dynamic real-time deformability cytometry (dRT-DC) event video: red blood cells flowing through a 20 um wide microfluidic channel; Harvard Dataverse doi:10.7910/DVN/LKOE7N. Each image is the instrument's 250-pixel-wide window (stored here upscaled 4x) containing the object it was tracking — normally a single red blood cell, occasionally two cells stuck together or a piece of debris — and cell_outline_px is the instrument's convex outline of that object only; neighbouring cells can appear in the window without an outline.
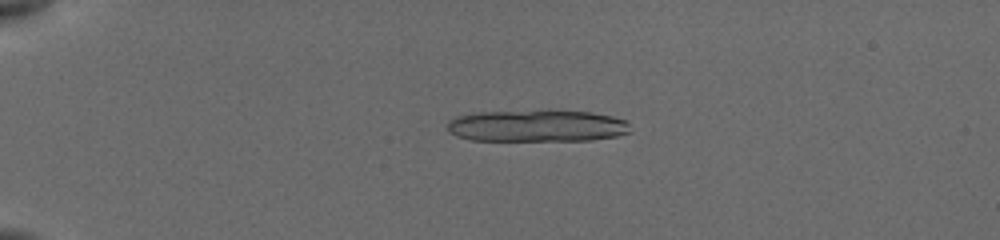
{"species": "common noctule bat (a hibernating species)", "species_latin": "Nyctalus noctula", "temperature_condition": "cold", "stored_images_in_passage": 35, "camera_frame_rate_fps": 3000, "um_per_image_px": 0.085, "animal": {"sex": "female", "body_mass_g": 19.5, "forearm_length_mm": 54.1}, "frame": {"image": 1, "passage_image": 21, "time_ms": 4.0, "image_size_px": [1000, 240], "cell_outline_px": [[632, 132], [616, 136], [592, 140], [472, 140], [456, 136], [448, 132], [448, 120], [456, 116], [472, 112], [592, 112], [612, 116], [628, 120]], "centroid_in_image_um": [45.66, 10.71], "position_along_channel_um": 39.3, "area_um2": 33.64}}